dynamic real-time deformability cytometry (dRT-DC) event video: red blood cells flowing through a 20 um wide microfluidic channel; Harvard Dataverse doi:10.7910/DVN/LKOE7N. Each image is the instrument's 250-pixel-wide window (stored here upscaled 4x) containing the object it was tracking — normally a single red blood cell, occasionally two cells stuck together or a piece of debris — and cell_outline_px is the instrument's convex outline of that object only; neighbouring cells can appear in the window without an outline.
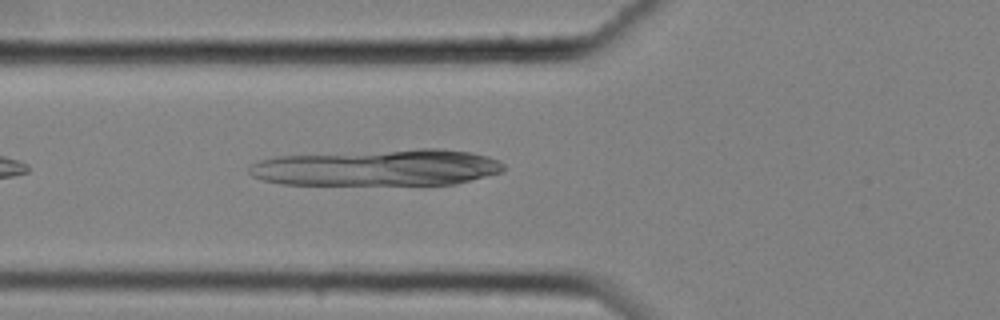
{"species": "common noctule bat (a hibernating species)", "species_latin": "Nyctalus noctula", "temperature_condition": "cold", "stored_images_in_passage": 10, "camera_frame_rate_fps": 3000, "um_per_image_px": 0.085, "animal": {"sex": "female", "body_mass_g": 25.1}, "frame": {"image": 1, "passage_image": 5, "time_ms": 1.333, "image_size_px": [1000, 320], "cell_outline_px": [[504, 172], [456, 184], [280, 184], [264, 180], [252, 176], [248, 172], [248, 164], [260, 160], [276, 156], [420, 148], [440, 148], [472, 152], [488, 156], [500, 160], [504, 164]], "centroid_in_image_um": [32.14, 14.24], "position_along_channel_um": 93.7, "area_um2": 54.51}}